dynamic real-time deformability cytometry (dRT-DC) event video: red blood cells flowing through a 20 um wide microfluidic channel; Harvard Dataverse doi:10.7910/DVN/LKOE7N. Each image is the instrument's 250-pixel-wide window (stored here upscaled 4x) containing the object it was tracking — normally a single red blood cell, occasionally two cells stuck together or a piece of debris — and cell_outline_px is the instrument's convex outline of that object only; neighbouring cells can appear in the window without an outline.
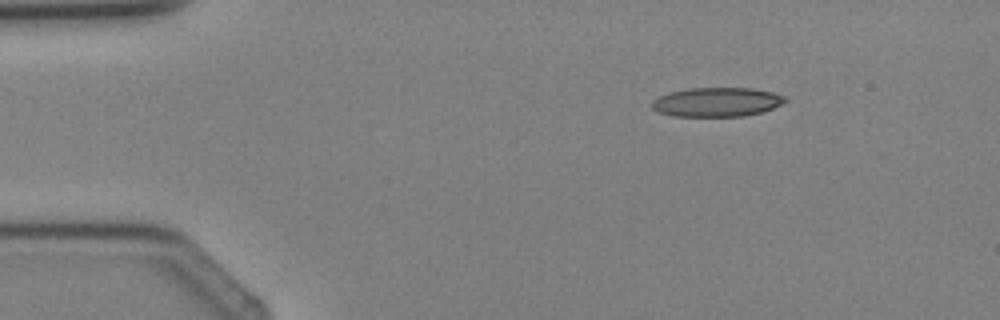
{"species": "Egyptian fruit bat (a non-hibernating species)", "species_latin": "Rousettus aegyptiacus", "temperature_condition": "cold", "stored_images_in_passage": 3, "camera_frame_rate_fps": 3000, "um_per_image_px": 0.085, "animal": {"sex": "female"}, "frame": {"image": 1, "passage_image": 1, "time_ms": 0.0, "image_size_px": [1000, 320], "cell_outline_px": [[788, 100], [772, 108], [760, 112], [744, 116], [672, 116], [660, 112], [652, 108], [652, 100], [668, 92], [688, 88], [752, 88], [772, 92], [784, 96]], "centroid_in_image_um": [60.91, 8.67], "position_along_channel_um": 24.1, "area_um2": 22.54}}
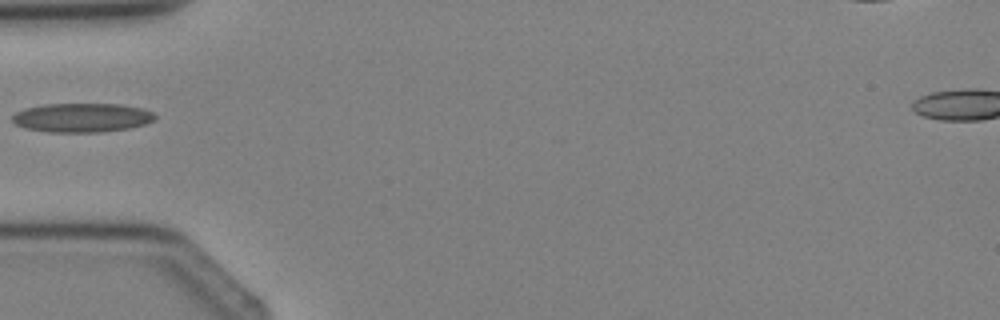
{"frame": {"image": 2, "passage_image": 3, "time_ms": 2.333, "image_size_px": [1000, 320], "cell_outline_px": [[156, 120], [144, 124], [128, 128], [100, 132], [48, 132], [24, 128], [16, 124], [12, 120], [12, 116], [16, 112], [24, 108], [44, 104], [120, 104], [140, 108], [152, 112], [156, 116]], "centroid_in_image_um": [6.94, 10.0], "position_along_channel_um": 78.1, "area_um2": 24.16}}